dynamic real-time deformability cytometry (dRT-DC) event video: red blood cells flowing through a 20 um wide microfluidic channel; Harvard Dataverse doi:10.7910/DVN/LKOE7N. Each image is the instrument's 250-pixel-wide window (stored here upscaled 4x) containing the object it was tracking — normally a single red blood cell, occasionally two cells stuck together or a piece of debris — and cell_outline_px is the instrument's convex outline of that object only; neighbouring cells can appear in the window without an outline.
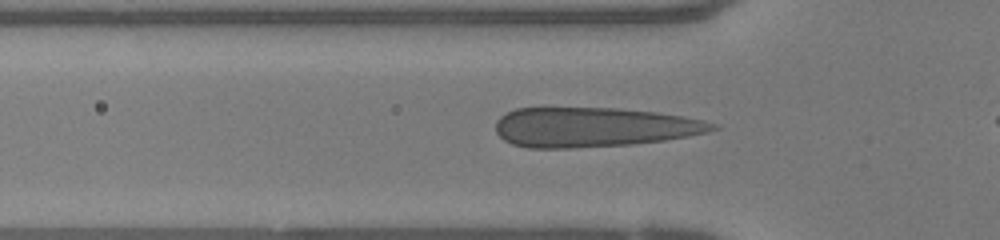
{"species": "human", "species_latin": "Homo sapiens", "temperature_condition": "warm", "stored_images_in_passage": 34, "camera_frame_rate_fps": 3000, "um_per_image_px": 0.085, "donor": {"sex": "female"}, "frame": {"image": 1, "passage_image": 8, "time_ms": 2.333, "image_size_px": [1000, 240], "cell_outline_px": [[720, 128], [708, 132], [688, 136], [664, 140], [632, 144], [572, 148], [528, 148], [512, 144], [504, 140], [496, 132], [496, 120], [500, 116], [516, 108], [620, 108], [656, 112], [684, 116], [704, 120], [716, 124]], "centroid_in_image_um": [50.46, 10.81], "position_along_channel_um": 75.3, "area_um2": 50.23}}
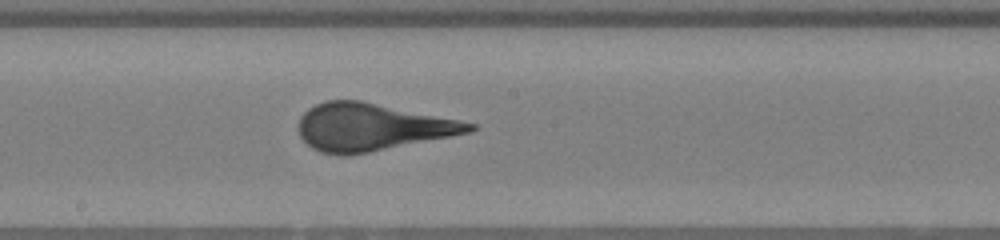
{"frame": {"image": 2, "passage_image": 18, "time_ms": 5.667, "image_size_px": [1000, 240], "cell_outline_px": [[476, 128], [472, 132], [368, 152], [344, 156], [340, 156], [320, 152], [312, 148], [300, 136], [296, 128], [300, 116], [308, 108], [324, 100], [360, 100], [460, 120], [476, 124]], "centroid_in_image_um": [31.55, 10.8], "position_along_channel_um": 216.7, "area_um2": 47.11}}
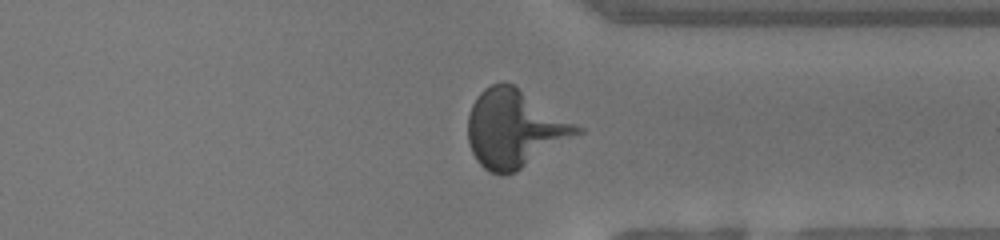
{"frame": {"image": 3, "passage_image": 29, "time_ms": 9.333, "image_size_px": [1000, 240], "cell_outline_px": [[584, 132], [516, 172], [500, 176], [488, 172], [476, 160], [472, 152], [468, 140], [468, 116], [472, 104], [476, 96], [484, 88], [492, 84], [512, 84], [584, 128]], "centroid_in_image_um": [43.74, 10.98], "position_along_channel_um": 367.7, "area_um2": 49.36}}